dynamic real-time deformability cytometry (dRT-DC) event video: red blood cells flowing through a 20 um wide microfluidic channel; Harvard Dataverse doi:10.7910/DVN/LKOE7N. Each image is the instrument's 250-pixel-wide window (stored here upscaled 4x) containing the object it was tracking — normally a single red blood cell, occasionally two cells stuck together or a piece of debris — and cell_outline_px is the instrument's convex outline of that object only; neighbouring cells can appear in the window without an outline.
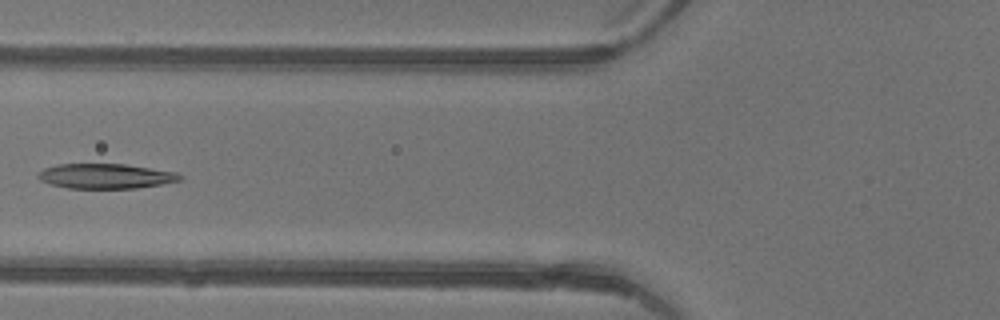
{"species": "common noctule bat (a hibernating species)", "species_latin": "Nyctalus noctula", "temperature_condition": "warm", "stored_images_in_passage": 5, "camera_frame_rate_fps": 3000, "um_per_image_px": 0.085, "animal": {"sex": "female"}, "frame": {"image": 1, "passage_image": 5, "time_ms": 1.333, "image_size_px": [1000, 320], "cell_outline_px": [[184, 176], [180, 180], [160, 184], [136, 188], [68, 188], [48, 184], [40, 180], [36, 176], [44, 168], [60, 164], [124, 164], [176, 172]], "centroid_in_image_um": [8.95, 14.97], "position_along_channel_um": 116.8, "area_um2": 20.46}}